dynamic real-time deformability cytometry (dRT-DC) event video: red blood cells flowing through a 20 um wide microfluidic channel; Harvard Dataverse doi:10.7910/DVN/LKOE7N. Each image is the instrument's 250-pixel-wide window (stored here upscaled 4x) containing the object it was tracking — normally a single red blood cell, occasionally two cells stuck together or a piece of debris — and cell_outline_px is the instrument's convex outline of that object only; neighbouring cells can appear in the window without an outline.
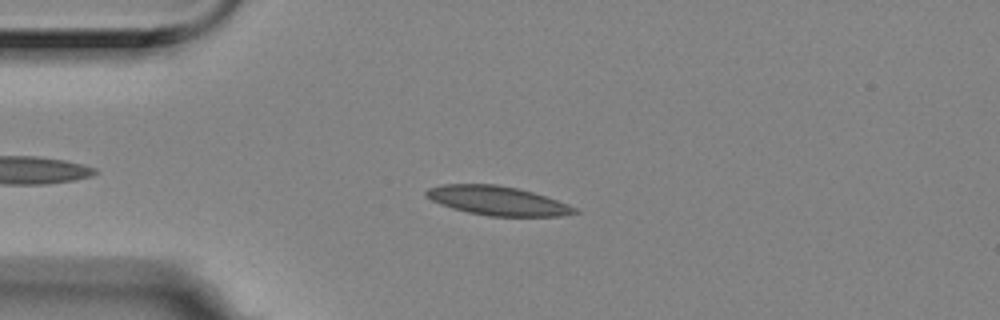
{"species": "Egyptian fruit bat (a non-hibernating species)", "species_latin": "Rousettus aegyptiacus", "temperature_condition": "room temperature", "stored_images_in_passage": 4, "camera_frame_rate_fps": 3000, "um_per_image_px": 0.085, "animal": {"sex": "female"}, "frame": {"image": 1, "passage_image": 2, "time_ms": 0.333, "image_size_px": [1000, 320], "cell_outline_px": [[580, 212], [564, 216], [488, 216], [468, 212], [452, 208], [440, 204], [424, 196], [424, 192], [428, 188], [444, 184], [496, 184], [516, 188], [532, 192], [568, 204], [576, 208]], "centroid_in_image_um": [42.27, 17.06], "position_along_channel_um": 42.7, "area_um2": 25.09}}
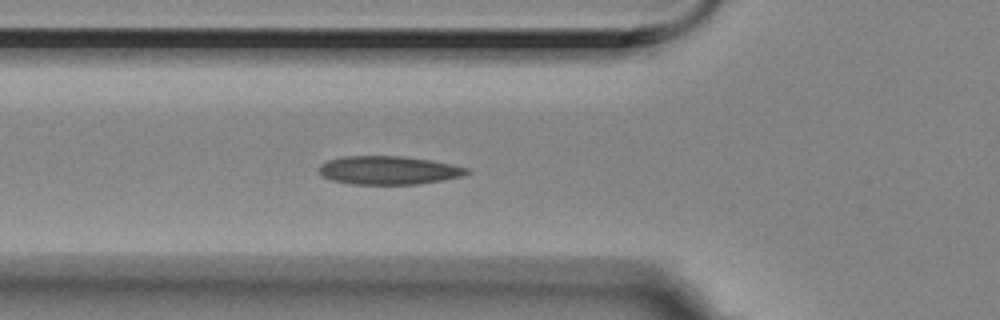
{"frame": {"image": 2, "passage_image": 4, "time_ms": 1.0, "image_size_px": [1000, 320], "cell_outline_px": [[472, 172], [460, 176], [440, 180], [416, 184], [352, 184], [332, 180], [320, 176], [320, 164], [328, 160], [344, 156], [404, 156], [432, 160], [452, 164], [468, 168]], "centroid_in_image_um": [33.02, 14.46], "position_along_channel_um": 92.8, "area_um2": 24.45}}